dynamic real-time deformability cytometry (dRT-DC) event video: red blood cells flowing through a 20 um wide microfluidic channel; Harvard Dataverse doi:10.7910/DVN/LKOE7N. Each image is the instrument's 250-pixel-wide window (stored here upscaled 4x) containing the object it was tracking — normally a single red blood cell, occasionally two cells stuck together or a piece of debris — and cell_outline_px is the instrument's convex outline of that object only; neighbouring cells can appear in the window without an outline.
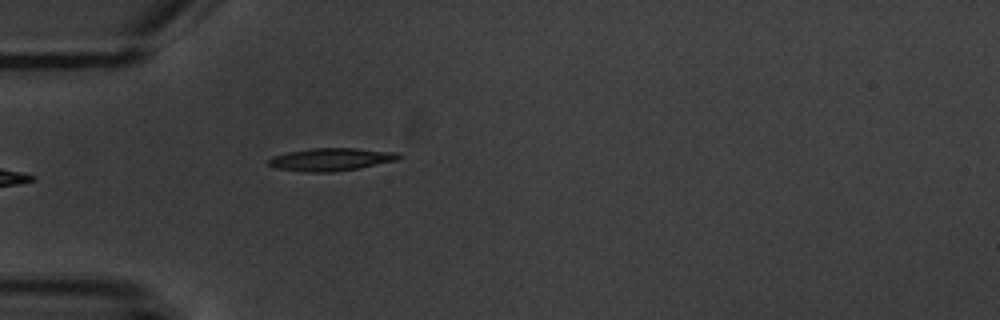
{"species": "common noctule bat (a hibernating species)", "species_latin": "Nyctalus noctula", "temperature_condition": "warm", "stored_images_in_passage": 5, "camera_frame_rate_fps": 3000, "um_per_image_px": 0.085, "animal": {"sex": "male", "body_mass_g": 20.1, "forearm_length_mm": 53.5}, "frame": {"image": 1, "passage_image": 5, "time_ms": 4.667, "image_size_px": [1000, 320], "cell_outline_px": [[404, 156], [396, 160], [356, 168], [332, 172], [308, 172], [276, 168], [268, 164], [268, 160], [272, 156], [288, 152], [312, 148], [356, 148], [396, 152]], "centroid_in_image_um": [28.12, 13.54], "position_along_channel_um": 56.9, "area_um2": 17.05}}